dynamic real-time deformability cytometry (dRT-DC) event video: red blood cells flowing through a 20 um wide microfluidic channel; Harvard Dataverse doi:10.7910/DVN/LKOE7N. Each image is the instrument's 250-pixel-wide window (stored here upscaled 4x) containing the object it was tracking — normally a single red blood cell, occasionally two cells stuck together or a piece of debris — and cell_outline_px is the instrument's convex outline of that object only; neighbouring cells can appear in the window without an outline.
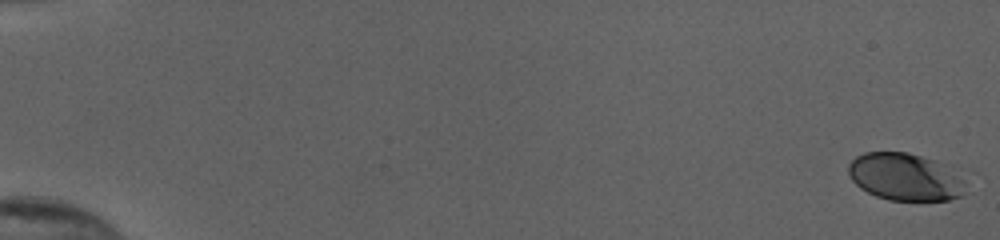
{"species": "human", "species_latin": "Homo sapiens", "temperature_condition": "cold", "stored_images_in_passage": 55, "camera_frame_rate_fps": 3000, "um_per_image_px": 0.085, "donor": {"sex": "female"}, "frame": {"image": 1, "passage_image": 1, "time_ms": 0.0, "image_size_px": [1000, 240], "cell_outline_px": [[964, 192], [960, 196], [948, 200], [888, 200], [876, 196], [860, 188], [852, 180], [848, 172], [848, 164], [856, 156], [864, 152], [908, 152], [936, 160], [948, 164], [960, 180]], "centroid_in_image_um": [76.88, 15.02], "position_along_channel_um": 8.1, "area_um2": 32.19}}
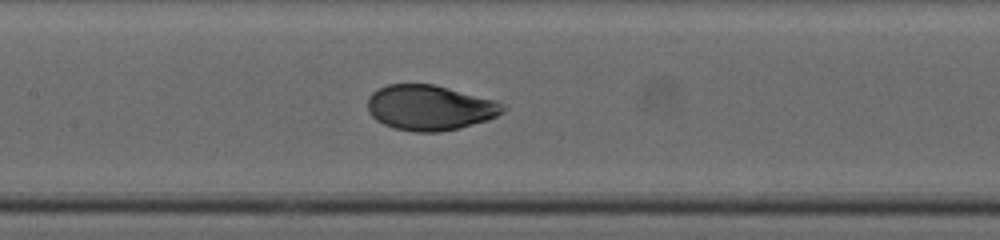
{"frame": {"image": 2, "passage_image": 29, "time_ms": 9.333, "image_size_px": [1000, 240], "cell_outline_px": [[508, 108], [504, 112], [488, 120], [460, 128], [440, 132], [416, 132], [396, 128], [384, 124], [376, 120], [368, 112], [368, 96], [372, 92], [388, 84], [432, 84], [496, 100], [504, 104]], "centroid_in_image_um": [36.56, 9.15], "position_along_channel_um": 170.8, "area_um2": 35.72}}
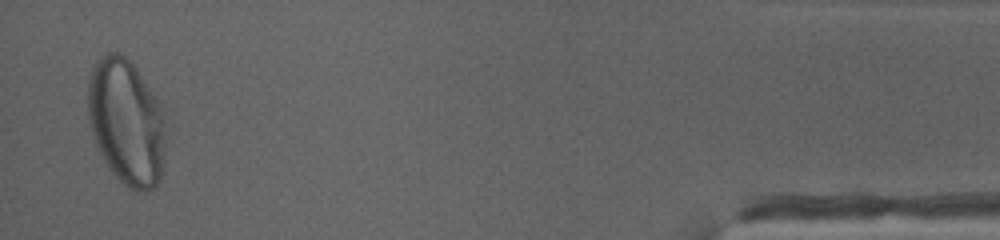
{"frame": {"image": 3, "passage_image": 54, "time_ms": 17.667, "image_size_px": [1000, 240], "cell_outline_px": [[164, 152], [160, 180], [148, 192], [136, 192], [128, 188], [112, 172], [104, 160], [96, 144], [88, 120], [88, 80], [92, 68], [96, 60], [104, 52], [116, 52], [124, 56], [136, 68], [160, 104], [164, 112]], "centroid_in_image_um": [10.73, 10.37], "position_along_channel_um": 424.5, "area_um2": 57.11}, "authors_computed_cell_mechanics": {"area_um2": 35.836, "velocity_mm_per_s": 3.8658, "shape_relaxation_time_tau1_ms": 3.7622, "shape_relaxation_time_tau2_ms": null, "deformation_change_tau1": 0.1755, "deformation_change_tau2": null}}